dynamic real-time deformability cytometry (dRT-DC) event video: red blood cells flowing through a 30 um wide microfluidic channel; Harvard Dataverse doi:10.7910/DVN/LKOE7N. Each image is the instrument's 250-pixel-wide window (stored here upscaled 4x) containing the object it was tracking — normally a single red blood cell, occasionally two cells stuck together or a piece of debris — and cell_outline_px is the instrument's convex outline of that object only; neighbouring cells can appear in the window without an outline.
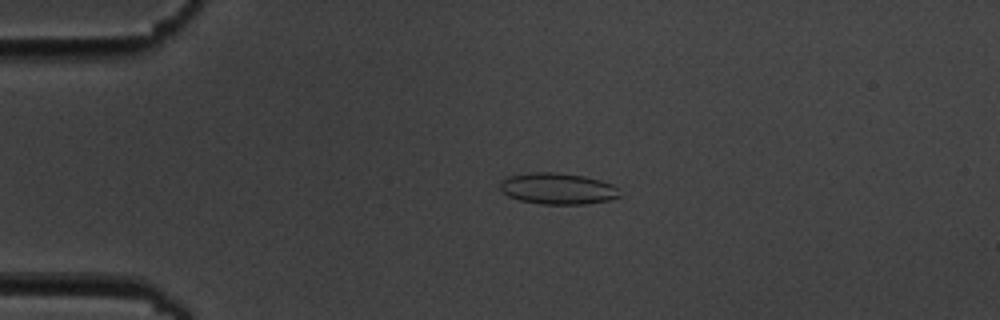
{"species": "common noctule bat (a hibernating species)", "species_latin": "Nyctalus noctula", "temperature_condition": "cold", "stored_images_in_passage": 4, "camera_frame_rate_fps": 3000, "um_per_image_px": 0.085, "animal": {"sex": "male", "body_mass_g": 19.5, "forearm_length_mm": 54.6}, "frame": {"image": 1, "passage_image": 3, "time_ms": 3.0, "image_size_px": [1000, 320], "cell_outline_px": [[620, 196], [608, 200], [584, 204], [540, 204], [520, 200], [508, 196], [500, 188], [500, 180], [508, 176], [532, 172], [556, 172], [584, 176], [600, 180], [612, 184], [616, 188]], "centroid_in_image_um": [47.37, 16.02], "position_along_channel_um": 37.6, "area_um2": 21.73}}